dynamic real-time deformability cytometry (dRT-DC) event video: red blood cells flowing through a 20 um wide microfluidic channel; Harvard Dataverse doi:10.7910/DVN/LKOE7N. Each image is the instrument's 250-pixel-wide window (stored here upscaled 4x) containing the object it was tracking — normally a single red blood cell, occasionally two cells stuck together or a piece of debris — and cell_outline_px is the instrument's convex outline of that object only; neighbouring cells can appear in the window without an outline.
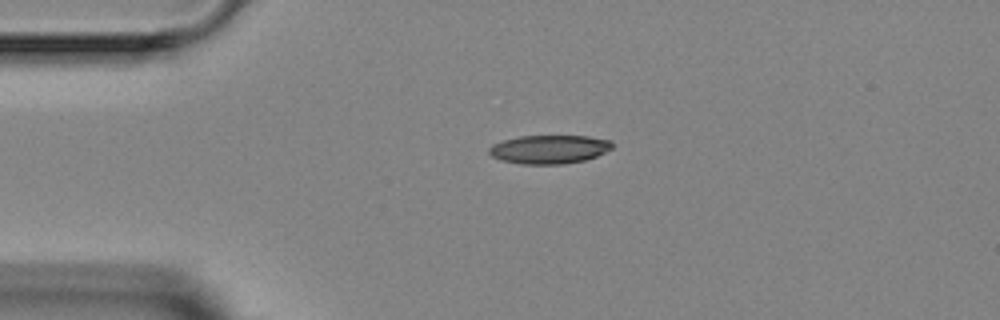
{"species": "Egyptian fruit bat (a non-hibernating species)", "species_latin": "Rousettus aegyptiacus", "temperature_condition": "room temperature", "stored_images_in_passage": 2, "camera_frame_rate_fps": 3000, "um_per_image_px": 0.085, "animal": {"sex": "female"}, "frame": {"image": 1, "passage_image": 1, "time_ms": 0.0, "image_size_px": [1000, 320], "cell_outline_px": [[612, 148], [596, 156], [584, 160], [564, 164], [520, 164], [500, 160], [492, 156], [488, 152], [488, 148], [492, 144], [504, 140], [520, 136], [588, 136], [612, 140]], "centroid_in_image_um": [46.66, 12.69], "position_along_channel_um": 38.3, "area_um2": 20.58}}